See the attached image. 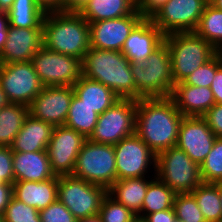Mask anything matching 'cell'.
<instances>
[{
	"label": "cell",
	"mask_w": 222,
	"mask_h": 222,
	"mask_svg": "<svg viewBox=\"0 0 222 222\" xmlns=\"http://www.w3.org/2000/svg\"><path fill=\"white\" fill-rule=\"evenodd\" d=\"M183 115L170 97L137 100L135 133L157 155L176 146Z\"/></svg>",
	"instance_id": "6da1fadb"
},
{
	"label": "cell",
	"mask_w": 222,
	"mask_h": 222,
	"mask_svg": "<svg viewBox=\"0 0 222 222\" xmlns=\"http://www.w3.org/2000/svg\"><path fill=\"white\" fill-rule=\"evenodd\" d=\"M43 46L83 60L91 48L89 22L78 11L46 13Z\"/></svg>",
	"instance_id": "7a4b0ae2"
},
{
	"label": "cell",
	"mask_w": 222,
	"mask_h": 222,
	"mask_svg": "<svg viewBox=\"0 0 222 222\" xmlns=\"http://www.w3.org/2000/svg\"><path fill=\"white\" fill-rule=\"evenodd\" d=\"M82 75L107 86L120 99L136 100L131 63L120 51L90 48L82 60Z\"/></svg>",
	"instance_id": "3957f363"
},
{
	"label": "cell",
	"mask_w": 222,
	"mask_h": 222,
	"mask_svg": "<svg viewBox=\"0 0 222 222\" xmlns=\"http://www.w3.org/2000/svg\"><path fill=\"white\" fill-rule=\"evenodd\" d=\"M171 55L163 42L144 63L131 64L136 86V100L170 97L175 86L172 77Z\"/></svg>",
	"instance_id": "277c9868"
},
{
	"label": "cell",
	"mask_w": 222,
	"mask_h": 222,
	"mask_svg": "<svg viewBox=\"0 0 222 222\" xmlns=\"http://www.w3.org/2000/svg\"><path fill=\"white\" fill-rule=\"evenodd\" d=\"M171 55L175 84L183 82L196 69L208 62L217 50L195 32H175L164 36Z\"/></svg>",
	"instance_id": "5b68a950"
},
{
	"label": "cell",
	"mask_w": 222,
	"mask_h": 222,
	"mask_svg": "<svg viewBox=\"0 0 222 222\" xmlns=\"http://www.w3.org/2000/svg\"><path fill=\"white\" fill-rule=\"evenodd\" d=\"M155 175L175 194L191 193L202 183L199 165L177 146L156 155Z\"/></svg>",
	"instance_id": "8992f818"
},
{
	"label": "cell",
	"mask_w": 222,
	"mask_h": 222,
	"mask_svg": "<svg viewBox=\"0 0 222 222\" xmlns=\"http://www.w3.org/2000/svg\"><path fill=\"white\" fill-rule=\"evenodd\" d=\"M72 175L108 189L117 180L114 145L86 139Z\"/></svg>",
	"instance_id": "52a82bcc"
},
{
	"label": "cell",
	"mask_w": 222,
	"mask_h": 222,
	"mask_svg": "<svg viewBox=\"0 0 222 222\" xmlns=\"http://www.w3.org/2000/svg\"><path fill=\"white\" fill-rule=\"evenodd\" d=\"M106 195L107 189L103 186L73 175L57 176V199L77 220L98 215Z\"/></svg>",
	"instance_id": "ba28073f"
},
{
	"label": "cell",
	"mask_w": 222,
	"mask_h": 222,
	"mask_svg": "<svg viewBox=\"0 0 222 222\" xmlns=\"http://www.w3.org/2000/svg\"><path fill=\"white\" fill-rule=\"evenodd\" d=\"M137 100L119 99L98 116L89 140L115 145L123 138L135 134Z\"/></svg>",
	"instance_id": "9c48e42d"
},
{
	"label": "cell",
	"mask_w": 222,
	"mask_h": 222,
	"mask_svg": "<svg viewBox=\"0 0 222 222\" xmlns=\"http://www.w3.org/2000/svg\"><path fill=\"white\" fill-rule=\"evenodd\" d=\"M31 62L45 86H73L82 76V60L42 46Z\"/></svg>",
	"instance_id": "30bf717a"
},
{
	"label": "cell",
	"mask_w": 222,
	"mask_h": 222,
	"mask_svg": "<svg viewBox=\"0 0 222 222\" xmlns=\"http://www.w3.org/2000/svg\"><path fill=\"white\" fill-rule=\"evenodd\" d=\"M114 151L117 180L156 176V155L136 133L115 144Z\"/></svg>",
	"instance_id": "8fae6325"
},
{
	"label": "cell",
	"mask_w": 222,
	"mask_h": 222,
	"mask_svg": "<svg viewBox=\"0 0 222 222\" xmlns=\"http://www.w3.org/2000/svg\"><path fill=\"white\" fill-rule=\"evenodd\" d=\"M209 0H168L149 18L164 35L194 32Z\"/></svg>",
	"instance_id": "7c38bea8"
},
{
	"label": "cell",
	"mask_w": 222,
	"mask_h": 222,
	"mask_svg": "<svg viewBox=\"0 0 222 222\" xmlns=\"http://www.w3.org/2000/svg\"><path fill=\"white\" fill-rule=\"evenodd\" d=\"M0 86L10 103L27 106L44 87L31 61L0 63Z\"/></svg>",
	"instance_id": "4fadbf2b"
},
{
	"label": "cell",
	"mask_w": 222,
	"mask_h": 222,
	"mask_svg": "<svg viewBox=\"0 0 222 222\" xmlns=\"http://www.w3.org/2000/svg\"><path fill=\"white\" fill-rule=\"evenodd\" d=\"M86 138L65 125L54 127L47 146V154L52 172L56 176L72 175L77 156Z\"/></svg>",
	"instance_id": "5bb4252c"
},
{
	"label": "cell",
	"mask_w": 222,
	"mask_h": 222,
	"mask_svg": "<svg viewBox=\"0 0 222 222\" xmlns=\"http://www.w3.org/2000/svg\"><path fill=\"white\" fill-rule=\"evenodd\" d=\"M73 95V86H45L28 106L29 114L54 127L63 126Z\"/></svg>",
	"instance_id": "9a60e30c"
},
{
	"label": "cell",
	"mask_w": 222,
	"mask_h": 222,
	"mask_svg": "<svg viewBox=\"0 0 222 222\" xmlns=\"http://www.w3.org/2000/svg\"><path fill=\"white\" fill-rule=\"evenodd\" d=\"M143 18L136 9L121 18L89 22L91 48L121 52L125 40Z\"/></svg>",
	"instance_id": "2e32d148"
},
{
	"label": "cell",
	"mask_w": 222,
	"mask_h": 222,
	"mask_svg": "<svg viewBox=\"0 0 222 222\" xmlns=\"http://www.w3.org/2000/svg\"><path fill=\"white\" fill-rule=\"evenodd\" d=\"M216 138L203 117L184 116L176 146L200 166L211 151Z\"/></svg>",
	"instance_id": "e0dca14e"
},
{
	"label": "cell",
	"mask_w": 222,
	"mask_h": 222,
	"mask_svg": "<svg viewBox=\"0 0 222 222\" xmlns=\"http://www.w3.org/2000/svg\"><path fill=\"white\" fill-rule=\"evenodd\" d=\"M43 46V24L39 28L9 26L7 40L0 54V63L31 61Z\"/></svg>",
	"instance_id": "ac0fdd59"
},
{
	"label": "cell",
	"mask_w": 222,
	"mask_h": 222,
	"mask_svg": "<svg viewBox=\"0 0 222 222\" xmlns=\"http://www.w3.org/2000/svg\"><path fill=\"white\" fill-rule=\"evenodd\" d=\"M164 36L150 18L144 17L125 40L121 52L131 64L144 63L164 42Z\"/></svg>",
	"instance_id": "d6986e66"
},
{
	"label": "cell",
	"mask_w": 222,
	"mask_h": 222,
	"mask_svg": "<svg viewBox=\"0 0 222 222\" xmlns=\"http://www.w3.org/2000/svg\"><path fill=\"white\" fill-rule=\"evenodd\" d=\"M170 98L183 116L202 117L216 103L209 87L175 84Z\"/></svg>",
	"instance_id": "ffe728a7"
},
{
	"label": "cell",
	"mask_w": 222,
	"mask_h": 222,
	"mask_svg": "<svg viewBox=\"0 0 222 222\" xmlns=\"http://www.w3.org/2000/svg\"><path fill=\"white\" fill-rule=\"evenodd\" d=\"M54 126L48 122L33 118L30 114L26 117L21 130L12 143V152L46 151L52 137Z\"/></svg>",
	"instance_id": "44dd1931"
},
{
	"label": "cell",
	"mask_w": 222,
	"mask_h": 222,
	"mask_svg": "<svg viewBox=\"0 0 222 222\" xmlns=\"http://www.w3.org/2000/svg\"><path fill=\"white\" fill-rule=\"evenodd\" d=\"M13 172L15 181L41 182L55 176L47 151L13 152Z\"/></svg>",
	"instance_id": "7402d4cb"
},
{
	"label": "cell",
	"mask_w": 222,
	"mask_h": 222,
	"mask_svg": "<svg viewBox=\"0 0 222 222\" xmlns=\"http://www.w3.org/2000/svg\"><path fill=\"white\" fill-rule=\"evenodd\" d=\"M13 196L38 211L57 200V176L46 181H14Z\"/></svg>",
	"instance_id": "603a6c76"
},
{
	"label": "cell",
	"mask_w": 222,
	"mask_h": 222,
	"mask_svg": "<svg viewBox=\"0 0 222 222\" xmlns=\"http://www.w3.org/2000/svg\"><path fill=\"white\" fill-rule=\"evenodd\" d=\"M155 177L145 176L116 180L107 189V194L138 215L141 212L148 185Z\"/></svg>",
	"instance_id": "cb8c5ba5"
},
{
	"label": "cell",
	"mask_w": 222,
	"mask_h": 222,
	"mask_svg": "<svg viewBox=\"0 0 222 222\" xmlns=\"http://www.w3.org/2000/svg\"><path fill=\"white\" fill-rule=\"evenodd\" d=\"M74 93L97 114H102L120 98L107 86L85 76L73 85Z\"/></svg>",
	"instance_id": "d4e9b609"
},
{
	"label": "cell",
	"mask_w": 222,
	"mask_h": 222,
	"mask_svg": "<svg viewBox=\"0 0 222 222\" xmlns=\"http://www.w3.org/2000/svg\"><path fill=\"white\" fill-rule=\"evenodd\" d=\"M136 9V0H88L78 12L88 22H98L131 15Z\"/></svg>",
	"instance_id": "484cf974"
},
{
	"label": "cell",
	"mask_w": 222,
	"mask_h": 222,
	"mask_svg": "<svg viewBox=\"0 0 222 222\" xmlns=\"http://www.w3.org/2000/svg\"><path fill=\"white\" fill-rule=\"evenodd\" d=\"M29 115L27 105L9 103L0 109V146L10 147Z\"/></svg>",
	"instance_id": "4316f807"
},
{
	"label": "cell",
	"mask_w": 222,
	"mask_h": 222,
	"mask_svg": "<svg viewBox=\"0 0 222 222\" xmlns=\"http://www.w3.org/2000/svg\"><path fill=\"white\" fill-rule=\"evenodd\" d=\"M98 116L99 114L93 111L88 105L84 104L74 93L64 125L74 129L88 139L94 131Z\"/></svg>",
	"instance_id": "83f0119b"
},
{
	"label": "cell",
	"mask_w": 222,
	"mask_h": 222,
	"mask_svg": "<svg viewBox=\"0 0 222 222\" xmlns=\"http://www.w3.org/2000/svg\"><path fill=\"white\" fill-rule=\"evenodd\" d=\"M9 26L16 28H39L43 24L45 13L36 0H14L7 11Z\"/></svg>",
	"instance_id": "f1b7e54d"
},
{
	"label": "cell",
	"mask_w": 222,
	"mask_h": 222,
	"mask_svg": "<svg viewBox=\"0 0 222 222\" xmlns=\"http://www.w3.org/2000/svg\"><path fill=\"white\" fill-rule=\"evenodd\" d=\"M191 194L206 222H222V204L219 195V183H201Z\"/></svg>",
	"instance_id": "f546056e"
},
{
	"label": "cell",
	"mask_w": 222,
	"mask_h": 222,
	"mask_svg": "<svg viewBox=\"0 0 222 222\" xmlns=\"http://www.w3.org/2000/svg\"><path fill=\"white\" fill-rule=\"evenodd\" d=\"M175 195L164 182L155 177L148 185L141 212L137 217L144 218L147 214L172 208Z\"/></svg>",
	"instance_id": "4dcf8cb0"
},
{
	"label": "cell",
	"mask_w": 222,
	"mask_h": 222,
	"mask_svg": "<svg viewBox=\"0 0 222 222\" xmlns=\"http://www.w3.org/2000/svg\"><path fill=\"white\" fill-rule=\"evenodd\" d=\"M194 32L217 51L220 50L222 48V10L208 3Z\"/></svg>",
	"instance_id": "1f68e13d"
},
{
	"label": "cell",
	"mask_w": 222,
	"mask_h": 222,
	"mask_svg": "<svg viewBox=\"0 0 222 222\" xmlns=\"http://www.w3.org/2000/svg\"><path fill=\"white\" fill-rule=\"evenodd\" d=\"M203 183H222V137H217L206 159L200 164Z\"/></svg>",
	"instance_id": "d6a6232c"
},
{
	"label": "cell",
	"mask_w": 222,
	"mask_h": 222,
	"mask_svg": "<svg viewBox=\"0 0 222 222\" xmlns=\"http://www.w3.org/2000/svg\"><path fill=\"white\" fill-rule=\"evenodd\" d=\"M173 207L176 218L182 222H206L195 197L191 193L176 194Z\"/></svg>",
	"instance_id": "836d02e7"
},
{
	"label": "cell",
	"mask_w": 222,
	"mask_h": 222,
	"mask_svg": "<svg viewBox=\"0 0 222 222\" xmlns=\"http://www.w3.org/2000/svg\"><path fill=\"white\" fill-rule=\"evenodd\" d=\"M101 222H132L137 215L108 194L104 197L98 213Z\"/></svg>",
	"instance_id": "e575fe53"
},
{
	"label": "cell",
	"mask_w": 222,
	"mask_h": 222,
	"mask_svg": "<svg viewBox=\"0 0 222 222\" xmlns=\"http://www.w3.org/2000/svg\"><path fill=\"white\" fill-rule=\"evenodd\" d=\"M221 65V57L216 53L208 62L196 69L183 82L186 85L210 88L213 79L215 78L216 71Z\"/></svg>",
	"instance_id": "d590c367"
},
{
	"label": "cell",
	"mask_w": 222,
	"mask_h": 222,
	"mask_svg": "<svg viewBox=\"0 0 222 222\" xmlns=\"http://www.w3.org/2000/svg\"><path fill=\"white\" fill-rule=\"evenodd\" d=\"M4 222H41L37 209L19 201L14 196L3 215Z\"/></svg>",
	"instance_id": "8d00e7d4"
},
{
	"label": "cell",
	"mask_w": 222,
	"mask_h": 222,
	"mask_svg": "<svg viewBox=\"0 0 222 222\" xmlns=\"http://www.w3.org/2000/svg\"><path fill=\"white\" fill-rule=\"evenodd\" d=\"M41 222H77L68 208L58 199L39 211Z\"/></svg>",
	"instance_id": "74e56055"
},
{
	"label": "cell",
	"mask_w": 222,
	"mask_h": 222,
	"mask_svg": "<svg viewBox=\"0 0 222 222\" xmlns=\"http://www.w3.org/2000/svg\"><path fill=\"white\" fill-rule=\"evenodd\" d=\"M15 181L13 172V152L11 147L0 148V185L13 184Z\"/></svg>",
	"instance_id": "f35d334b"
},
{
	"label": "cell",
	"mask_w": 222,
	"mask_h": 222,
	"mask_svg": "<svg viewBox=\"0 0 222 222\" xmlns=\"http://www.w3.org/2000/svg\"><path fill=\"white\" fill-rule=\"evenodd\" d=\"M217 137H222V104H215L202 116Z\"/></svg>",
	"instance_id": "ab89813d"
},
{
	"label": "cell",
	"mask_w": 222,
	"mask_h": 222,
	"mask_svg": "<svg viewBox=\"0 0 222 222\" xmlns=\"http://www.w3.org/2000/svg\"><path fill=\"white\" fill-rule=\"evenodd\" d=\"M167 1L168 0H136V7L143 17L149 18Z\"/></svg>",
	"instance_id": "60d3db41"
},
{
	"label": "cell",
	"mask_w": 222,
	"mask_h": 222,
	"mask_svg": "<svg viewBox=\"0 0 222 222\" xmlns=\"http://www.w3.org/2000/svg\"><path fill=\"white\" fill-rule=\"evenodd\" d=\"M145 222H174L176 213L174 207L163 211L147 214L144 218Z\"/></svg>",
	"instance_id": "b9f144b4"
},
{
	"label": "cell",
	"mask_w": 222,
	"mask_h": 222,
	"mask_svg": "<svg viewBox=\"0 0 222 222\" xmlns=\"http://www.w3.org/2000/svg\"><path fill=\"white\" fill-rule=\"evenodd\" d=\"M36 2L45 14L65 12V0H36Z\"/></svg>",
	"instance_id": "7bdbcfd3"
},
{
	"label": "cell",
	"mask_w": 222,
	"mask_h": 222,
	"mask_svg": "<svg viewBox=\"0 0 222 222\" xmlns=\"http://www.w3.org/2000/svg\"><path fill=\"white\" fill-rule=\"evenodd\" d=\"M13 197V184L0 185V214L4 215L6 208Z\"/></svg>",
	"instance_id": "ee69618b"
},
{
	"label": "cell",
	"mask_w": 222,
	"mask_h": 222,
	"mask_svg": "<svg viewBox=\"0 0 222 222\" xmlns=\"http://www.w3.org/2000/svg\"><path fill=\"white\" fill-rule=\"evenodd\" d=\"M216 104H222V65L217 69L210 86Z\"/></svg>",
	"instance_id": "f6af8a7d"
},
{
	"label": "cell",
	"mask_w": 222,
	"mask_h": 222,
	"mask_svg": "<svg viewBox=\"0 0 222 222\" xmlns=\"http://www.w3.org/2000/svg\"><path fill=\"white\" fill-rule=\"evenodd\" d=\"M9 28V19L6 11L0 13V54L5 46Z\"/></svg>",
	"instance_id": "bcb514c9"
},
{
	"label": "cell",
	"mask_w": 222,
	"mask_h": 222,
	"mask_svg": "<svg viewBox=\"0 0 222 222\" xmlns=\"http://www.w3.org/2000/svg\"><path fill=\"white\" fill-rule=\"evenodd\" d=\"M88 0H65V11H79Z\"/></svg>",
	"instance_id": "7dc6e473"
},
{
	"label": "cell",
	"mask_w": 222,
	"mask_h": 222,
	"mask_svg": "<svg viewBox=\"0 0 222 222\" xmlns=\"http://www.w3.org/2000/svg\"><path fill=\"white\" fill-rule=\"evenodd\" d=\"M10 102L8 101L5 92L0 86V109L7 106Z\"/></svg>",
	"instance_id": "c3c4849f"
},
{
	"label": "cell",
	"mask_w": 222,
	"mask_h": 222,
	"mask_svg": "<svg viewBox=\"0 0 222 222\" xmlns=\"http://www.w3.org/2000/svg\"><path fill=\"white\" fill-rule=\"evenodd\" d=\"M14 0H0V8L2 9V11H8L12 4H13Z\"/></svg>",
	"instance_id": "681fc988"
},
{
	"label": "cell",
	"mask_w": 222,
	"mask_h": 222,
	"mask_svg": "<svg viewBox=\"0 0 222 222\" xmlns=\"http://www.w3.org/2000/svg\"><path fill=\"white\" fill-rule=\"evenodd\" d=\"M77 222H101V219L98 215H96L89 218L78 219Z\"/></svg>",
	"instance_id": "f907efd6"
},
{
	"label": "cell",
	"mask_w": 222,
	"mask_h": 222,
	"mask_svg": "<svg viewBox=\"0 0 222 222\" xmlns=\"http://www.w3.org/2000/svg\"><path fill=\"white\" fill-rule=\"evenodd\" d=\"M209 3L217 9L222 10V0H209Z\"/></svg>",
	"instance_id": "816d5d0a"
},
{
	"label": "cell",
	"mask_w": 222,
	"mask_h": 222,
	"mask_svg": "<svg viewBox=\"0 0 222 222\" xmlns=\"http://www.w3.org/2000/svg\"><path fill=\"white\" fill-rule=\"evenodd\" d=\"M219 195H220L221 204H222V183H219Z\"/></svg>",
	"instance_id": "f5cc1de1"
},
{
	"label": "cell",
	"mask_w": 222,
	"mask_h": 222,
	"mask_svg": "<svg viewBox=\"0 0 222 222\" xmlns=\"http://www.w3.org/2000/svg\"><path fill=\"white\" fill-rule=\"evenodd\" d=\"M132 222H145L143 218L136 217Z\"/></svg>",
	"instance_id": "db71d44e"
},
{
	"label": "cell",
	"mask_w": 222,
	"mask_h": 222,
	"mask_svg": "<svg viewBox=\"0 0 222 222\" xmlns=\"http://www.w3.org/2000/svg\"><path fill=\"white\" fill-rule=\"evenodd\" d=\"M217 53L219 54V56L221 57V60H222V48L220 50H218Z\"/></svg>",
	"instance_id": "11a10c76"
},
{
	"label": "cell",
	"mask_w": 222,
	"mask_h": 222,
	"mask_svg": "<svg viewBox=\"0 0 222 222\" xmlns=\"http://www.w3.org/2000/svg\"><path fill=\"white\" fill-rule=\"evenodd\" d=\"M0 222H4L3 215L0 214Z\"/></svg>",
	"instance_id": "9f6ffc18"
},
{
	"label": "cell",
	"mask_w": 222,
	"mask_h": 222,
	"mask_svg": "<svg viewBox=\"0 0 222 222\" xmlns=\"http://www.w3.org/2000/svg\"><path fill=\"white\" fill-rule=\"evenodd\" d=\"M174 222H182V221L176 218Z\"/></svg>",
	"instance_id": "6f0895ef"
}]
</instances>
